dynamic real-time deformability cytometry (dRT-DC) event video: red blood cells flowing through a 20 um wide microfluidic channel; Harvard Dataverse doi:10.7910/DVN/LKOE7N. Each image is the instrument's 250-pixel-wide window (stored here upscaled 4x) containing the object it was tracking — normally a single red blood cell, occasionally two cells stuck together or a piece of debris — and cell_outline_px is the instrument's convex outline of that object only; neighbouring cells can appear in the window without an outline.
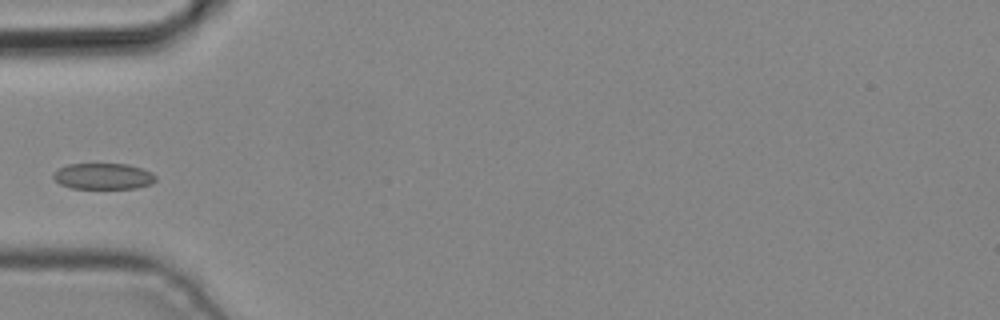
{"species": "common noctule bat (a hibernating species)", "species_latin": "Nyctalus noctula", "temperature_condition": "cold", "stored_images_in_passage": 4, "camera_frame_rate_fps": 3000, "um_per_image_px": 0.085, "animal": {"sex": "male", "body_mass_g": 19.2, "forearm_length_mm": 51.8}, "frame": {"image": 1, "passage_image": 4, "time_ms": 1.0, "image_size_px": [1000, 320], "cell_outline_px": [[156, 180], [152, 184], [136, 188], [72, 188], [60, 184], [52, 176], [52, 172], [68, 164], [128, 164], [140, 168], [156, 176]], "centroid_in_image_um": [8.76, 14.98], "position_along_channel_um": 76.2, "area_um2": 15.43}}